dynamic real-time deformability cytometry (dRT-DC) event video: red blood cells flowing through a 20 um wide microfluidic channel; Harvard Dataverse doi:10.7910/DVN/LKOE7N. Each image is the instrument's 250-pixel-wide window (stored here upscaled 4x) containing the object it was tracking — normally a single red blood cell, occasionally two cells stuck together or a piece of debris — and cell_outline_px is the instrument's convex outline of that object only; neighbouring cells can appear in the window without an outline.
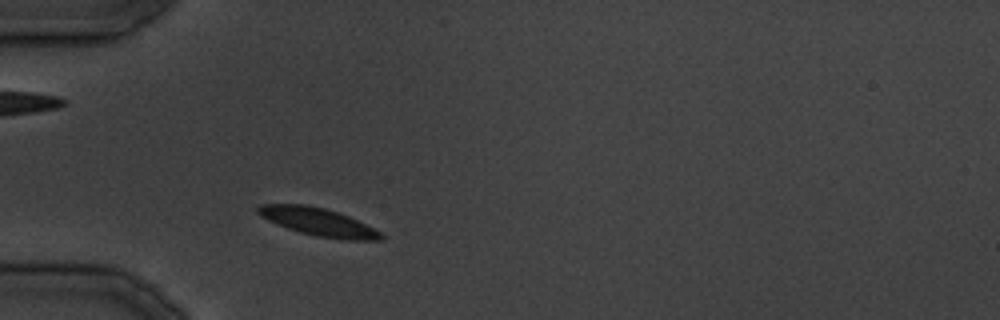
{"species": "common noctule bat (a hibernating species)", "species_latin": "Nyctalus noctula", "temperature_condition": "cold", "stored_images_in_passage": 28, "camera_frame_rate_fps": 3000, "um_per_image_px": 0.085, "animal": {"sex": "male", "body_mass_g": 19.5, "forearm_length_mm": 54.6}, "frame": {"image": 1, "passage_image": 4, "time_ms": 3.333, "image_size_px": [1000, 320], "cell_outline_px": [[384, 236], [380, 240], [348, 240], [316, 236], [300, 232], [288, 228], [268, 220], [260, 216], [256, 212], [256, 208], [260, 204], [308, 204], [324, 208], [348, 216], [384, 232]], "centroid_in_image_um": [27.07, 18.86], "position_along_channel_um": 57.9, "area_um2": 20.0}}
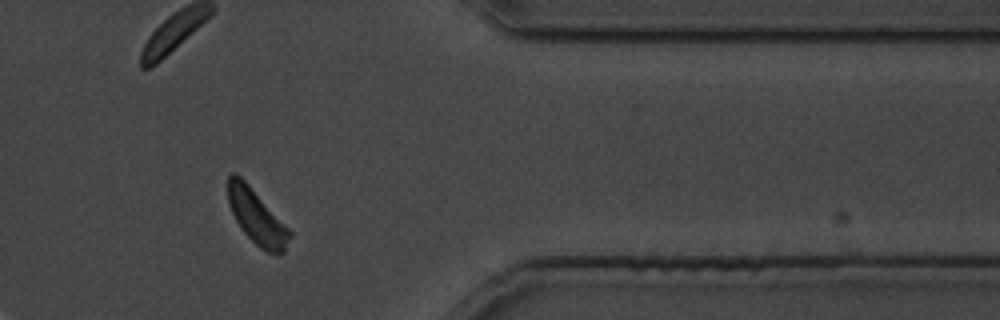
{"frame": {"image": 2, "passage_image": 23, "time_ms": 26.667, "image_size_px": [1000, 320], "cell_outline_px": [[292, 236], [284, 252], [280, 256], [268, 252], [260, 248], [240, 228], [228, 204], [228, 176], [232, 172], [236, 172], [248, 184], [292, 232]], "centroid_in_image_um": [21.83, 18.46], "position_along_channel_um": 389.6, "area_um2": 19.48}}
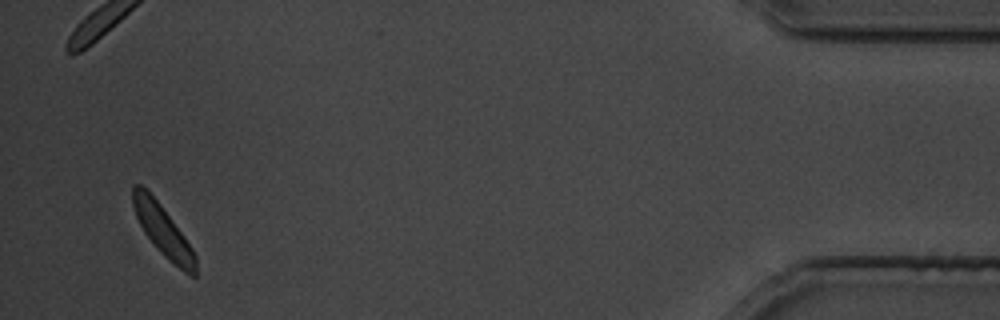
{"frame": {"image": 3, "passage_image": 27, "time_ms": 32.333, "image_size_px": [1000, 320], "cell_outline_px": [[196, 276], [192, 276], [184, 272], [168, 260], [160, 252], [144, 232], [136, 216], [132, 204], [132, 184], [140, 184], [160, 204], [184, 236], [192, 248], [196, 256]], "centroid_in_image_um": [13.85, 19.62], "position_along_channel_um": 421.4, "area_um2": 18.26}}